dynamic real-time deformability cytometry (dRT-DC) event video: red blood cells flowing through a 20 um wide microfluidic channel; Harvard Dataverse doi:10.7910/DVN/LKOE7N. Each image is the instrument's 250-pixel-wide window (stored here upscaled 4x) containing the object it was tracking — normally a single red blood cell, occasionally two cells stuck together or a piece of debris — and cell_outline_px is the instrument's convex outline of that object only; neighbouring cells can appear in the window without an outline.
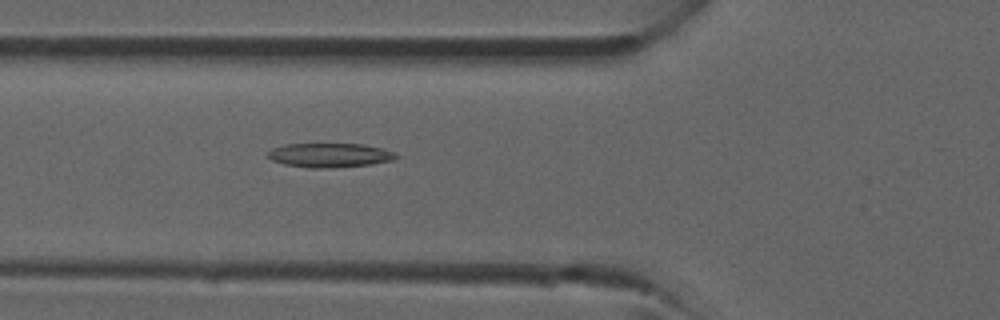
{"species": "common noctule bat (a hibernating species)", "species_latin": "Nyctalus noctula", "temperature_condition": "room temperature", "stored_images_in_passage": 36, "camera_frame_rate_fps": 3000, "um_per_image_px": 0.085, "animal": {"sex": "male", "forearm_length_mm": 52.5}, "frame": {"image": 1, "passage_image": 14, "time_ms": 4.333, "image_size_px": [1000, 320], "cell_outline_px": [[400, 156], [392, 160], [368, 164], [332, 168], [308, 168], [284, 164], [272, 160], [268, 156], [268, 152], [272, 148], [284, 144], [364, 144], [384, 148]], "centroid_in_image_um": [28.01, 13.19], "position_along_channel_um": 97.8, "area_um2": 18.03}}
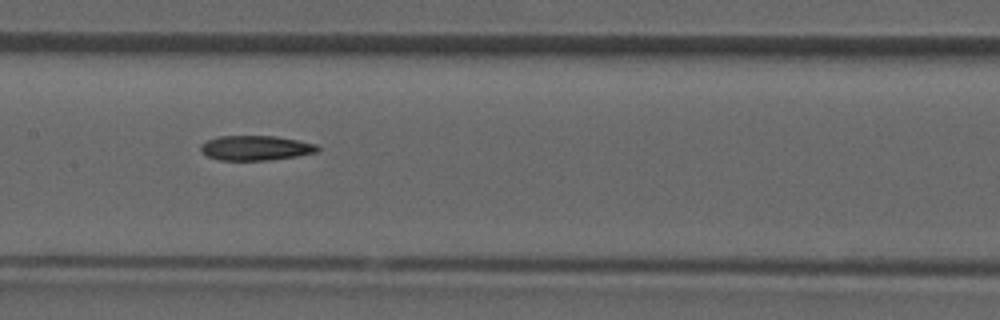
{"frame": {"image": 2, "passage_image": 19, "time_ms": 6.0, "image_size_px": [1000, 320], "cell_outline_px": [[320, 148], [316, 152], [296, 156], [268, 160], [220, 160], [208, 156], [200, 152], [200, 144], [208, 140], [220, 136], [276, 136], [316, 144]], "centroid_in_image_um": [21.7, 12.57], "position_along_channel_um": 185.7, "area_um2": 16.76}}
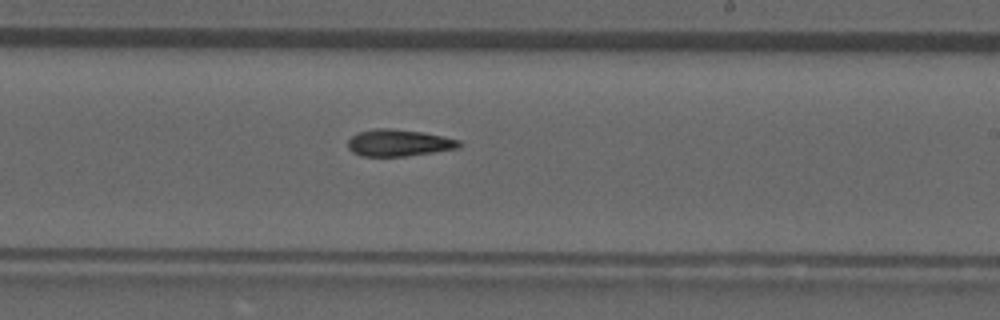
{"frame": {"image": 3, "passage_image": 23, "time_ms": 7.333, "image_size_px": [1000, 320], "cell_outline_px": [[460, 148], [404, 156], [360, 156], [352, 152], [348, 148], [348, 140], [356, 132], [376, 128], [392, 128], [424, 132], [460, 140]], "centroid_in_image_um": [33.86, 12.13], "position_along_channel_um": 255.1, "area_um2": 17.46}}